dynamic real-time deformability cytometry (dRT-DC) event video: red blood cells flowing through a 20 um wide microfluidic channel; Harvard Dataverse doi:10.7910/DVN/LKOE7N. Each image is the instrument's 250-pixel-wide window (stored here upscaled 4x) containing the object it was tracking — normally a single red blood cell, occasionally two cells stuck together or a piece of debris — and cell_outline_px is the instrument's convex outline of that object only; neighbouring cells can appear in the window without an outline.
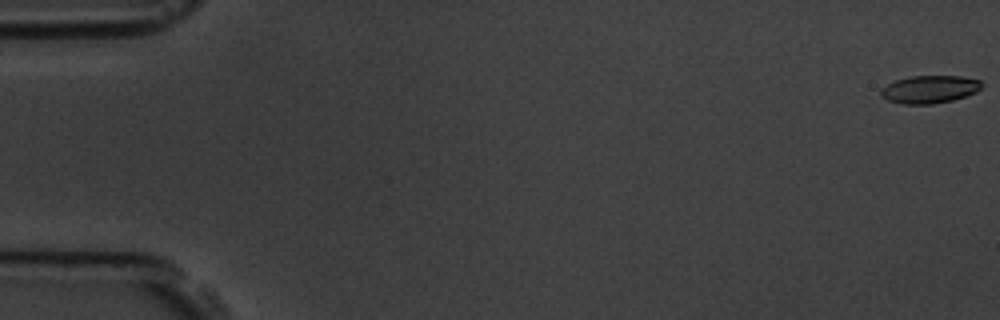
{"species": "common noctule bat (a hibernating species)", "species_latin": "Nyctalus noctula", "temperature_condition": "room temperature", "stored_images_in_passage": 5, "camera_frame_rate_fps": 3000, "um_per_image_px": 0.085, "animal": {"sex": "male", "body_mass_g": 19.5, "forearm_length_mm": 54.6}, "frame": {"image": 1, "passage_image": 1, "time_ms": 0.0, "image_size_px": [1000, 320], "cell_outline_px": [[984, 84], [976, 92], [952, 100], [932, 104], [904, 104], [888, 100], [880, 96], [880, 92], [888, 84], [896, 80], [912, 76], [960, 76], [980, 80]], "centroid_in_image_um": [79.03, 7.59], "position_along_channel_um": 6.0, "area_um2": 16.13}}